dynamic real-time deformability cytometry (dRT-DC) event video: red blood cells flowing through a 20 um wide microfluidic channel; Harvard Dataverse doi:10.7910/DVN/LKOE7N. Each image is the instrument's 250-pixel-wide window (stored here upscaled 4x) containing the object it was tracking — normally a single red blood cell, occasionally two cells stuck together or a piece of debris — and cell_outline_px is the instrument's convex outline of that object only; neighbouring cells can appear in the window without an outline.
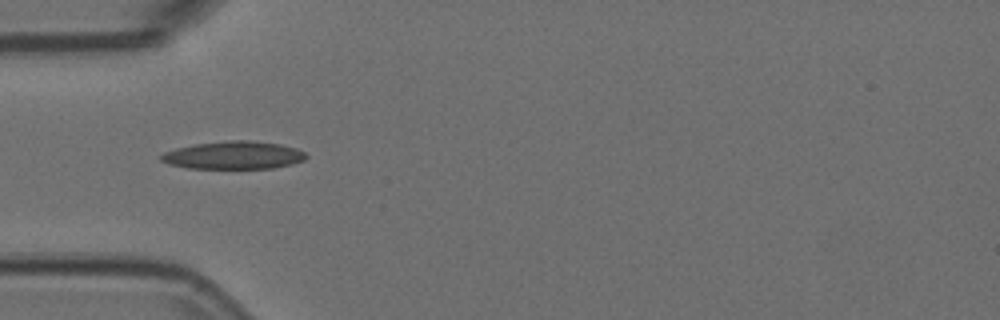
{"species": "Egyptian fruit bat (a non-hibernating species)", "species_latin": "Rousettus aegyptiacus", "temperature_condition": "room temperature", "stored_images_in_passage": 7, "camera_frame_rate_fps": 3000, "um_per_image_px": 0.085, "animal": {"sex": "female"}, "frame": {"image": 1, "passage_image": 5, "time_ms": 1.333, "image_size_px": [1000, 320], "cell_outline_px": [[308, 156], [304, 160], [292, 164], [272, 168], [188, 168], [168, 164], [160, 160], [160, 156], [164, 152], [176, 148], [192, 144], [228, 140], [248, 140], [280, 144], [296, 148], [304, 152]], "centroid_in_image_um": [19.84, 13.19], "position_along_channel_um": 65.2, "area_um2": 23.58}}
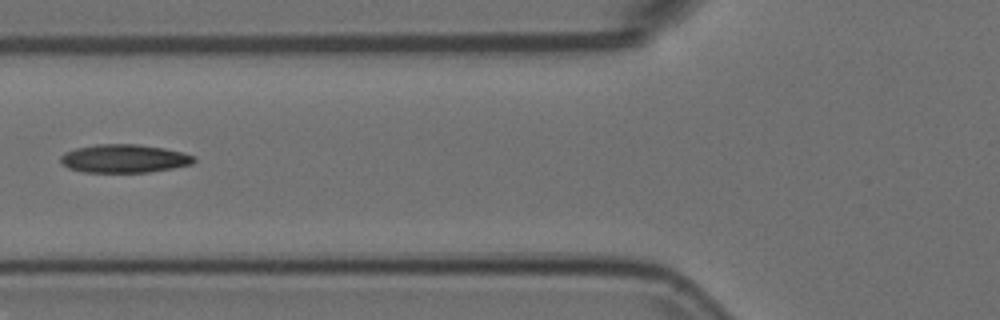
{"frame": {"image": 2, "passage_image": 6, "time_ms": 1.667, "image_size_px": [1000, 320], "cell_outline_px": [[196, 160], [192, 164], [172, 168], [148, 172], [84, 172], [68, 168], [60, 160], [60, 156], [64, 152], [76, 148], [96, 144], [136, 144], [164, 148], [196, 156]], "centroid_in_image_um": [10.55, 13.47], "position_along_channel_um": 115.3, "area_um2": 21.96}}
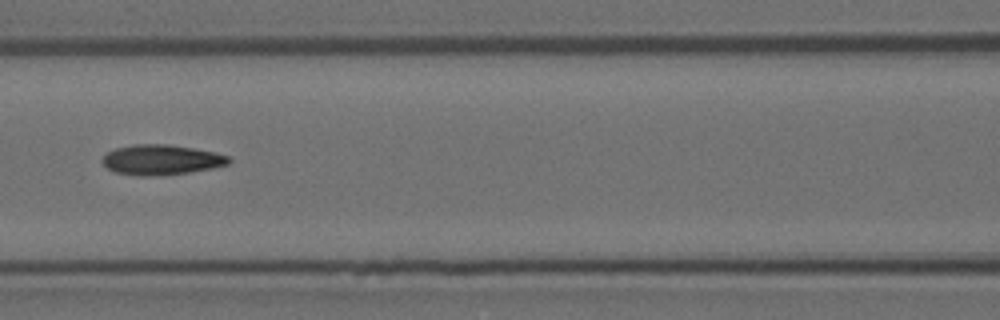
{"frame": {"image": 3, "passage_image": 7, "time_ms": 2.0, "image_size_px": [1000, 320], "cell_outline_px": [[232, 160], [228, 164], [212, 168], [188, 172], [160, 176], [136, 176], [116, 172], [108, 168], [100, 160], [108, 152], [116, 148], [136, 144], [164, 144], [192, 148], [216, 152], [228, 156]], "centroid_in_image_um": [13.71, 13.59], "position_along_channel_um": 152.9, "area_um2": 22.14}}